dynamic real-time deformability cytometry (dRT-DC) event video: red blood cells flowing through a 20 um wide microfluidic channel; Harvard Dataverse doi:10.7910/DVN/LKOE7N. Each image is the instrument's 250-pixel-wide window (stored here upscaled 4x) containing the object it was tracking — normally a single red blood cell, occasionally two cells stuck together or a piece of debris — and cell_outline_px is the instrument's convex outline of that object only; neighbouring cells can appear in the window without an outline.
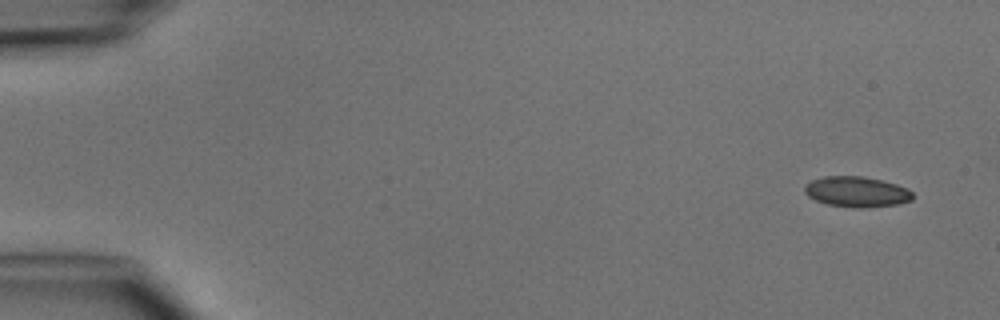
{"species": "common noctule bat (a hibernating species)", "species_latin": "Nyctalus noctula", "temperature_condition": "cold", "stored_images_in_passage": 4, "camera_frame_rate_fps": 3000, "um_per_image_px": 0.085, "animal": {"sex": "male", "body_mass_g": 15.6}, "frame": {"image": 1, "passage_image": 1, "time_ms": 0.0, "image_size_px": [1000, 320], "cell_outline_px": [[912, 200], [900, 204], [868, 208], [856, 208], [828, 204], [816, 200], [808, 196], [804, 192], [804, 184], [812, 180], [824, 176], [860, 176], [880, 180], [896, 184], [908, 188], [912, 192]], "centroid_in_image_um": [72.82, 16.31], "position_along_channel_um": 12.2, "area_um2": 19.31}}
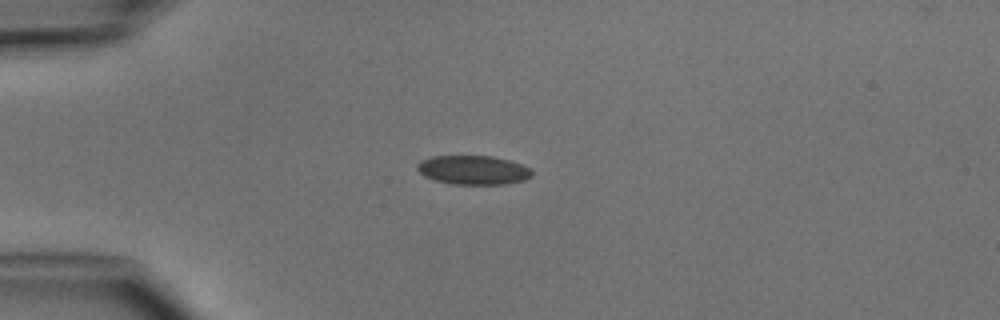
{"frame": {"image": 2, "passage_image": 4, "time_ms": 3.333, "image_size_px": [1000, 320], "cell_outline_px": [[532, 176], [524, 180], [504, 184], [452, 184], [436, 180], [424, 176], [416, 168], [416, 164], [420, 160], [432, 156], [492, 156], [508, 160], [532, 168]], "centroid_in_image_um": [40.21, 14.45], "position_along_channel_um": 44.8, "area_um2": 19.42}}